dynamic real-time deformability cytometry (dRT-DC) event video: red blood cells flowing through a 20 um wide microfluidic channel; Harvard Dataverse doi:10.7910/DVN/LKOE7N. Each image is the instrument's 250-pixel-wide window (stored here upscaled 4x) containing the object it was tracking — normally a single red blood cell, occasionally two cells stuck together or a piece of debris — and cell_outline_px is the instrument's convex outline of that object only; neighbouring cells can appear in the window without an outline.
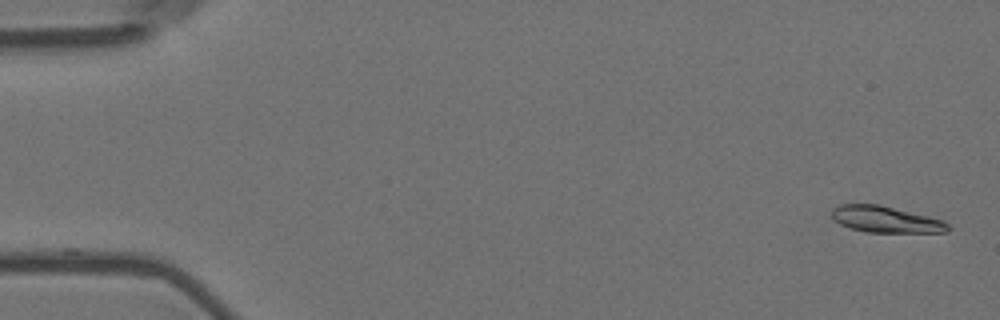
{"species": "Egyptian fruit bat (a non-hibernating species)", "species_latin": "Rousettus aegyptiacus", "temperature_condition": "room temperature", "stored_images_in_passage": 32, "camera_frame_rate_fps": 3000, "um_per_image_px": 0.085, "animal": {"sex": "female"}, "frame": {"image": 1, "passage_image": 2, "time_ms": 0.333, "image_size_px": [1000, 320], "cell_outline_px": [[952, 228], [948, 232], [868, 232], [852, 228], [840, 224], [832, 216], [832, 208], [840, 204], [880, 204], [944, 220]], "centroid_in_image_um": [75.32, 18.64], "position_along_channel_um": 9.7, "area_um2": 17.8}}
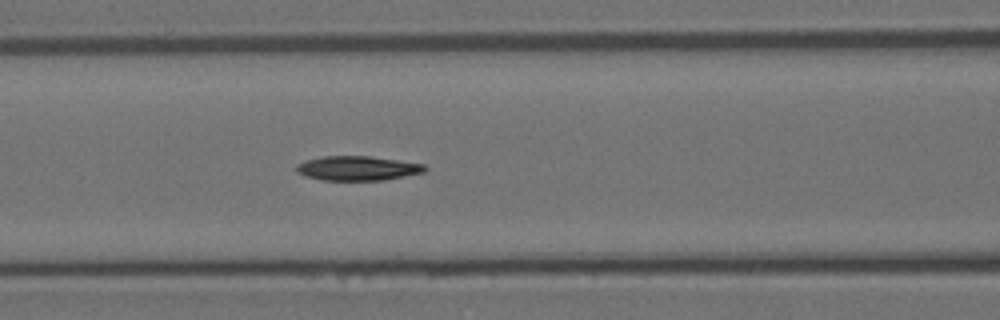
{"frame": {"image": 2, "passage_image": 24, "time_ms": 7.667, "image_size_px": [1000, 320], "cell_outline_px": [[428, 168], [424, 172], [384, 180], [320, 180], [304, 176], [296, 172], [296, 164], [320, 156], [368, 156], [424, 164]], "centroid_in_image_um": [30.35, 14.3], "position_along_channel_um": 136.2, "area_um2": 18.26}}
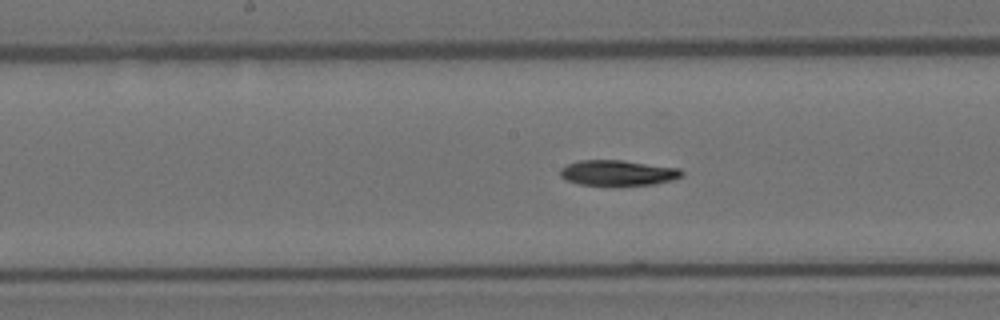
{"frame": {"image": 3, "passage_image": 29, "time_ms": 9.333, "image_size_px": [1000, 320], "cell_outline_px": [[684, 176], [672, 180], [652, 184], [580, 184], [564, 180], [560, 176], [560, 168], [568, 164], [580, 160], [624, 160], [680, 168], [684, 172]], "centroid_in_image_um": [52.53, 14.67], "position_along_channel_um": 195.7, "area_um2": 17.86}}